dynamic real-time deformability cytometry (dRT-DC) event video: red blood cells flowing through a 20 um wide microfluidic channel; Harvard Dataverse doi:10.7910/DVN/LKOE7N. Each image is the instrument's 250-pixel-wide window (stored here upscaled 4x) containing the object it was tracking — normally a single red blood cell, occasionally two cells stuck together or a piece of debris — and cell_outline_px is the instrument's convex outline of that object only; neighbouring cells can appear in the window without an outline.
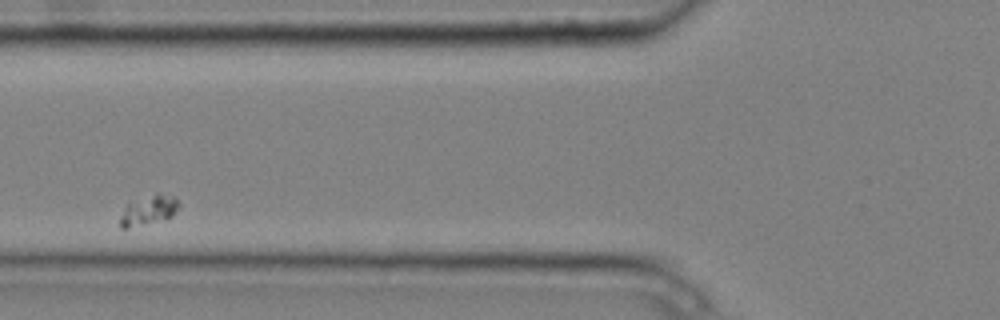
{"species": "common noctule bat (a hibernating species)", "species_latin": "Nyctalus noctula", "temperature_condition": "cold", "stored_images_in_passage": 6, "camera_frame_rate_fps": 3000, "um_per_image_px": 0.085, "animal": {"sex": "male", "body_mass_g": 20.4}, "frame": {"image": 1, "passage_image": 3, "time_ms": 0.667, "image_size_px": [1000, 320], "cell_outline_px": [[180, 208], [172, 216], [128, 228], [120, 228], [120, 216], [128, 200], [156, 192], [176, 196], [180, 204]], "centroid_in_image_um": [12.62, 17.8], "position_along_channel_um": 113.2, "area_um2": 10.52}}
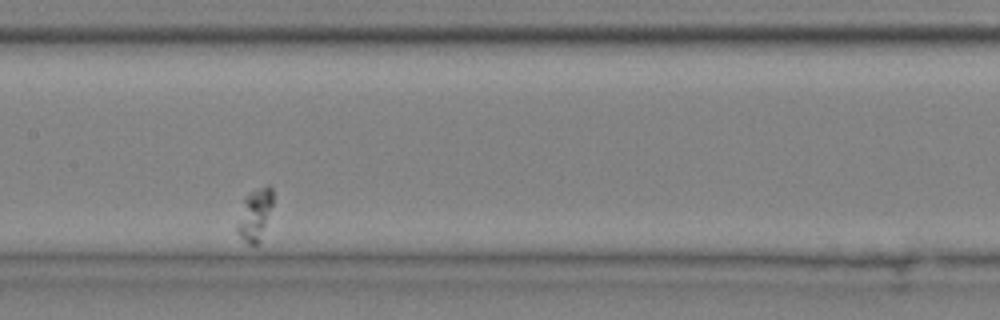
{"frame": {"image": 2, "passage_image": 5, "time_ms": 1.333, "image_size_px": [1000, 320], "cell_outline_px": [[272, 204], [260, 244], [248, 244], [236, 232], [236, 224], [244, 196], [268, 184], [272, 188]], "centroid_in_image_um": [21.64, 18.27], "position_along_channel_um": 185.8, "area_um2": 10.75}}
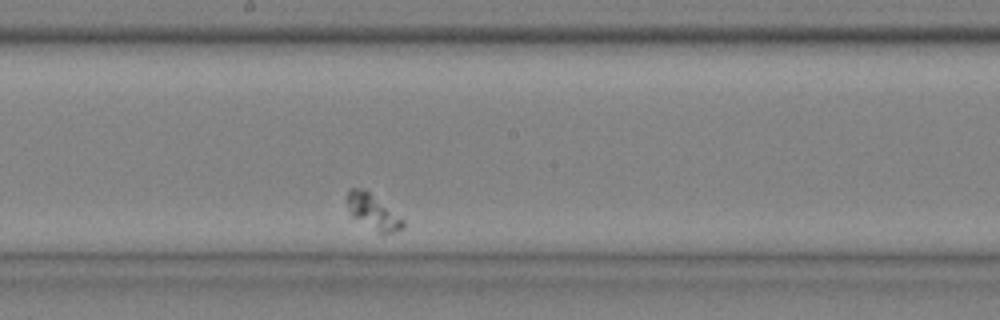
{"frame": {"image": 3, "passage_image": 6, "time_ms": 1.667, "image_size_px": [1000, 320], "cell_outline_px": [[404, 228], [384, 236], [380, 236], [352, 216], [348, 208], [348, 188], [364, 188], [404, 220]], "centroid_in_image_um": [31.72, 18.06], "position_along_channel_um": 216.5, "area_um2": 11.5}}